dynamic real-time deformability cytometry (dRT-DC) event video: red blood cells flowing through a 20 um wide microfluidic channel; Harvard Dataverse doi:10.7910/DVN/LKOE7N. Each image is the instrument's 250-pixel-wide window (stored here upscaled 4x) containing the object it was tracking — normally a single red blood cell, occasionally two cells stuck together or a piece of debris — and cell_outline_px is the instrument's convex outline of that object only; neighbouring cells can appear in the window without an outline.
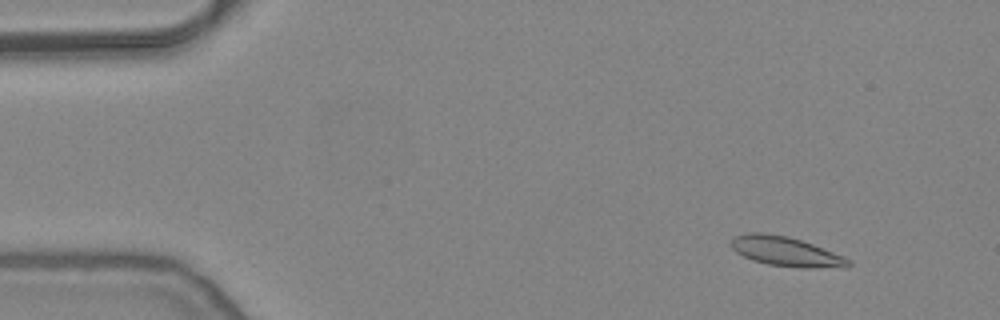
{"species": "common noctule bat (a hibernating species)", "species_latin": "Nyctalus noctula", "temperature_condition": "warm", "stored_images_in_passage": 54, "camera_frame_rate_fps": 3000, "um_per_image_px": 0.085, "animal": {"sex": "female", "body_mass_g": 24.6, "forearm_length_mm": 56.2}, "frame": {"image": 1, "passage_image": 6, "time_ms": 1.667, "image_size_px": [1000, 320], "cell_outline_px": [[852, 264], [848, 268], [800, 268], [768, 264], [752, 260], [736, 252], [728, 244], [736, 236], [748, 232], [764, 232], [788, 236], [812, 244], [844, 256], [852, 260]], "centroid_in_image_um": [66.84, 21.39], "position_along_channel_um": 18.2, "area_um2": 20.46}}
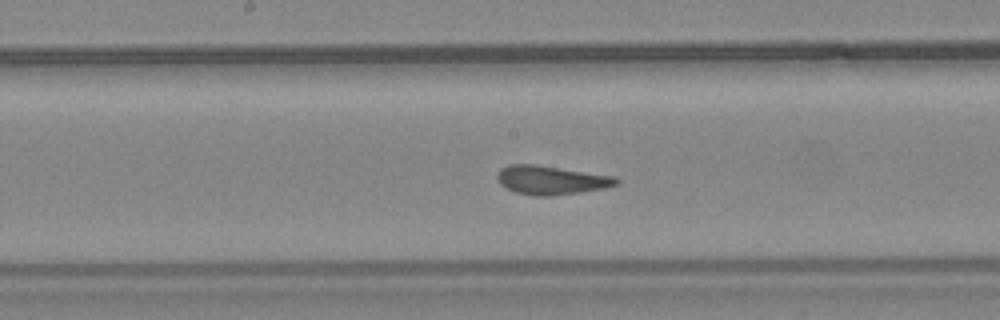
{"frame": {"image": 2, "passage_image": 28, "time_ms": 9.0, "image_size_px": [1000, 320], "cell_outline_px": [[620, 184], [604, 188], [580, 192], [552, 196], [536, 196], [516, 192], [500, 184], [496, 180], [496, 172], [500, 168], [508, 164], [536, 164], [616, 176], [620, 180]], "centroid_in_image_um": [46.85, 15.29], "position_along_channel_um": 201.4, "area_um2": 20.29}}
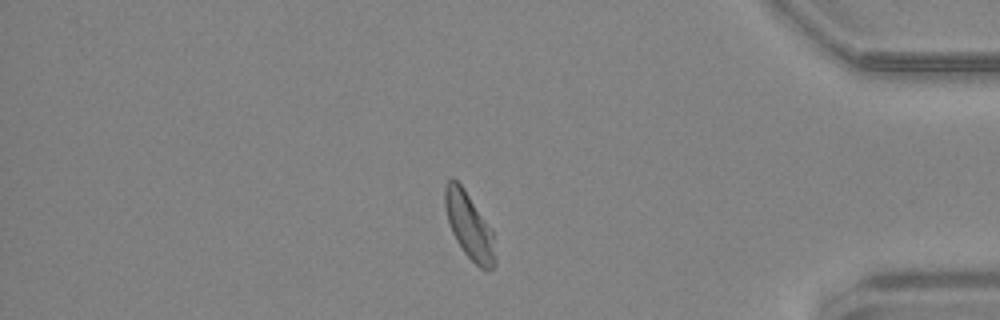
{"frame": {"image": 3, "passage_image": 46, "time_ms": 15.0, "image_size_px": [1000, 320], "cell_outline_px": [[496, 264], [492, 268], [480, 268], [464, 252], [456, 240], [452, 232], [444, 208], [444, 184], [452, 176], [464, 188], [492, 228], [496, 260]], "centroid_in_image_um": [39.87, 19.15], "position_along_channel_um": 395.3, "area_um2": 19.42}}